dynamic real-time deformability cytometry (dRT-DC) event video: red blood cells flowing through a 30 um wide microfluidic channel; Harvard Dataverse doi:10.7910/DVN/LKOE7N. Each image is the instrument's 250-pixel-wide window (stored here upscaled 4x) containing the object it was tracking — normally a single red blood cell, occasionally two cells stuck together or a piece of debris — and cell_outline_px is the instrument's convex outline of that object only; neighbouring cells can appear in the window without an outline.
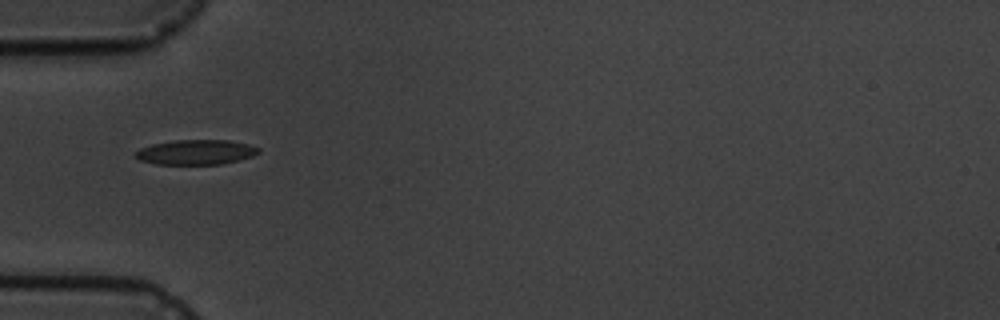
{"species": "common noctule bat (a hibernating species)", "species_latin": "Nyctalus noctula", "temperature_condition": "cold", "stored_images_in_passage": 8, "camera_frame_rate_fps": 3000, "um_per_image_px": 0.085, "animal": {"sex": "male", "body_mass_g": 19.5, "forearm_length_mm": 54.6}, "frame": {"image": 1, "passage_image": 6, "time_ms": 5.667, "image_size_px": [1000, 320], "cell_outline_px": [[260, 152], [252, 156], [220, 164], [156, 164], [140, 160], [132, 156], [140, 148], [152, 144], [176, 140], [228, 140], [248, 144], [260, 148]], "centroid_in_image_um": [16.63, 12.93], "position_along_channel_um": 68.4, "area_um2": 17.74}}
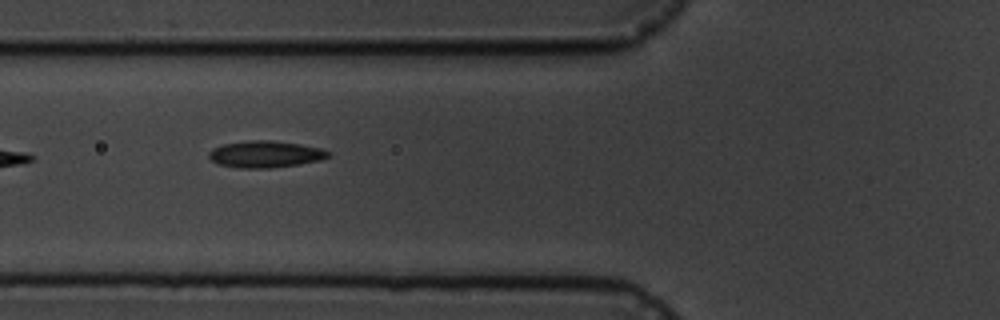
{"frame": {"image": 2, "passage_image": 7, "time_ms": 6.667, "image_size_px": [1000, 320], "cell_outline_px": [[332, 152], [328, 156], [320, 160], [300, 164], [268, 168], [240, 168], [220, 164], [212, 160], [208, 156], [208, 152], [212, 148], [224, 144], [252, 140], [272, 140], [300, 144], [320, 148]], "centroid_in_image_um": [22.56, 13.1], "position_along_channel_um": 103.2, "area_um2": 18.5}}
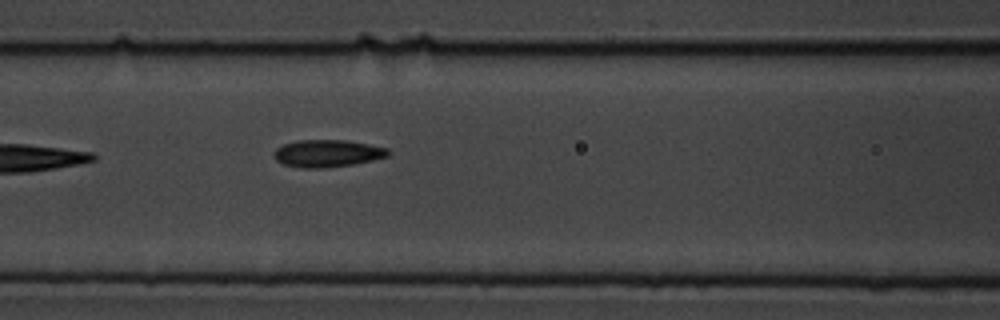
{"frame": {"image": 3, "passage_image": 8, "time_ms": 7.667, "image_size_px": [1000, 320], "cell_outline_px": [[388, 156], [372, 160], [352, 164], [324, 168], [300, 168], [284, 164], [276, 160], [276, 148], [284, 144], [296, 140], [344, 140], [368, 144], [388, 148]], "centroid_in_image_um": [27.82, 13.03], "position_along_channel_um": 138.8, "area_um2": 17.92}}